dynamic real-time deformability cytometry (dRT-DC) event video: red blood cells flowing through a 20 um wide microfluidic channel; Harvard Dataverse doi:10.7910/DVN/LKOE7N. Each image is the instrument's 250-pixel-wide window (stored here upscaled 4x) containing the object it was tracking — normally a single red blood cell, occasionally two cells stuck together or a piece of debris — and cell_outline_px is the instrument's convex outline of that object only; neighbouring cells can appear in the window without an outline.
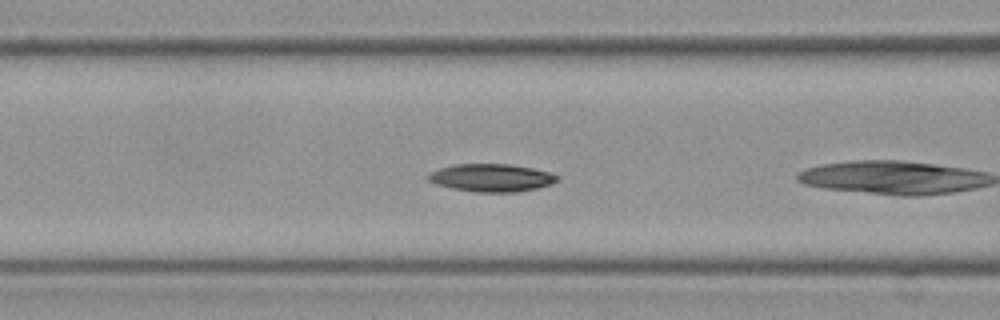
{"species": "Egyptian fruit bat (a non-hibernating species)", "species_latin": "Rousettus aegyptiacus", "temperature_condition": "cold", "stored_images_in_passage": 13, "segment_of_instrument_passage": [2, 2], "camera_frame_rate_fps": 3000, "um_per_image_px": 0.085, "frame": {"image": 1, "passage_image": 6, "time_ms": 1.667, "image_size_px": [1000, 320], "cell_outline_px": [[560, 180], [552, 184], [536, 188], [516, 192], [476, 192], [452, 188], [436, 184], [428, 180], [428, 176], [432, 172], [440, 168], [456, 164], [508, 164], [532, 168], [548, 172], [560, 176]], "centroid_in_image_um": [41.81, 15.11], "position_along_channel_um": 124.8, "area_um2": 20.75}}